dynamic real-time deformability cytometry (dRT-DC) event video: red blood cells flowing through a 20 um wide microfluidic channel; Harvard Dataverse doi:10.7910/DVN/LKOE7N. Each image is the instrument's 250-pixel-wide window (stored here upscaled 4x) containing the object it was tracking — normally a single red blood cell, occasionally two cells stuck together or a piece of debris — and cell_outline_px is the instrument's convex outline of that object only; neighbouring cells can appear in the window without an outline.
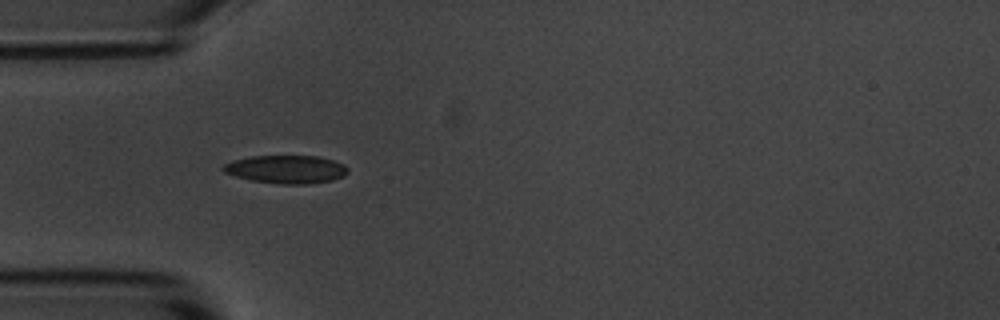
{"species": "common noctule bat (a hibernating species)", "species_latin": "Nyctalus noctula", "temperature_condition": "room temperature", "stored_images_in_passage": 12, "camera_frame_rate_fps": 3000, "um_per_image_px": 0.085, "animal": {"sex": "male", "body_mass_g": 20.1, "forearm_length_mm": 53.5}, "frame": {"image": 1, "passage_image": 6, "time_ms": 1.667, "image_size_px": [1000, 320], "cell_outline_px": [[348, 172], [344, 176], [332, 180], [304, 184], [280, 184], [252, 180], [236, 176], [224, 172], [220, 168], [224, 164], [232, 160], [252, 156], [320, 156], [344, 164], [348, 168]], "centroid_in_image_um": [24.32, 14.38], "position_along_channel_um": 60.7, "area_um2": 20.4}}